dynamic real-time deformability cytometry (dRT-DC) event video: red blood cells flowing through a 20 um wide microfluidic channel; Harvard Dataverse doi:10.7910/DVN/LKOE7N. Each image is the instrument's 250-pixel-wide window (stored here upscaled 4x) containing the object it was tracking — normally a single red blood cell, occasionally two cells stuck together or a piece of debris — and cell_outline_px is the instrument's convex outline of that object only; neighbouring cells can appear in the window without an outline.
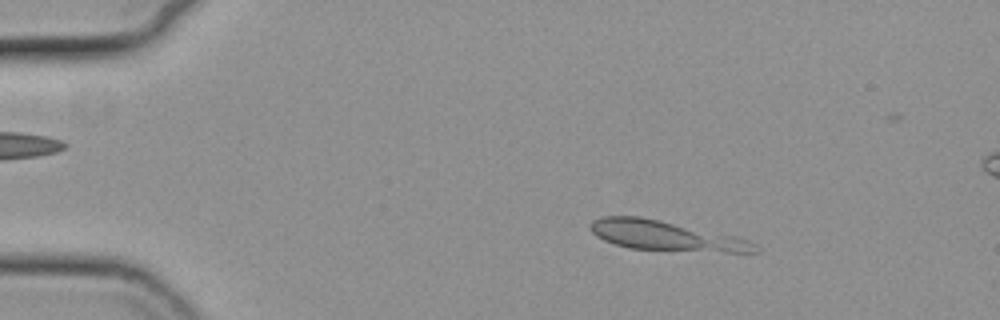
{"species": "common noctule bat (a hibernating species)", "species_latin": "Nyctalus noctula", "temperature_condition": "cold", "stored_images_in_passage": 12, "camera_frame_rate_fps": 3000, "um_per_image_px": 0.085, "animal": {"sex": "female", "body_mass_g": 19.3, "forearm_length_mm": 54.1}, "frame": {"image": 1, "passage_image": 10, "time_ms": 3.0, "image_size_px": [1000, 320], "cell_outline_px": [[764, 248], [760, 252], [724, 252], [628, 248], [604, 240], [596, 236], [588, 228], [592, 220], [604, 216], [640, 216], [660, 220], [736, 236], [748, 240]], "centroid_in_image_um": [56.61, 20.04], "position_along_channel_um": 28.4, "area_um2": 28.55}}